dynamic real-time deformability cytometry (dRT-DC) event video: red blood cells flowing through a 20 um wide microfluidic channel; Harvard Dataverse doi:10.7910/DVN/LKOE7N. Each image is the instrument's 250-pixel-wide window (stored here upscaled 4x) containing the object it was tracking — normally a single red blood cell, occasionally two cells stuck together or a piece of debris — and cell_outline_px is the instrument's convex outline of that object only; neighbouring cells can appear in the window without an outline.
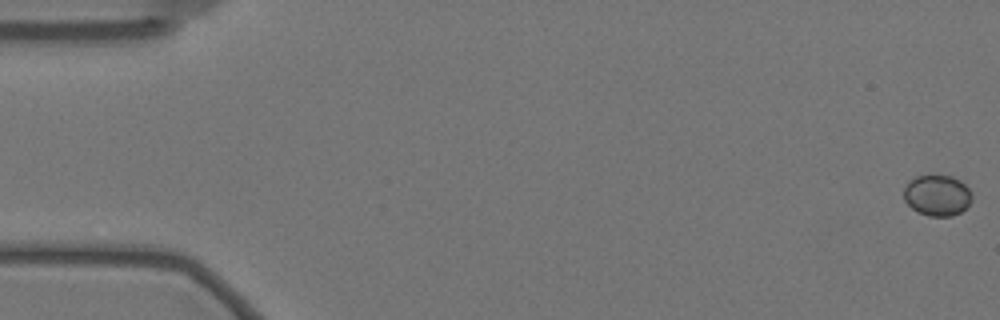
{"species": "Egyptian fruit bat (a non-hibernating species)", "species_latin": "Rousettus aegyptiacus", "temperature_condition": "warm", "stored_images_in_passage": 13, "camera_frame_rate_fps": 3000, "um_per_image_px": 0.085, "animal": {"sex": "female"}, "frame": {"image": 1, "passage_image": 1, "time_ms": 0.0, "image_size_px": [1000, 320], "cell_outline_px": [[972, 200], [960, 212], [952, 216], [928, 216], [912, 208], [904, 200], [904, 188], [908, 180], [916, 176], [932, 172], [952, 176], [960, 180], [972, 192]], "centroid_in_image_um": [79.65, 16.54], "position_along_channel_um": 5.4, "area_um2": 16.7}}